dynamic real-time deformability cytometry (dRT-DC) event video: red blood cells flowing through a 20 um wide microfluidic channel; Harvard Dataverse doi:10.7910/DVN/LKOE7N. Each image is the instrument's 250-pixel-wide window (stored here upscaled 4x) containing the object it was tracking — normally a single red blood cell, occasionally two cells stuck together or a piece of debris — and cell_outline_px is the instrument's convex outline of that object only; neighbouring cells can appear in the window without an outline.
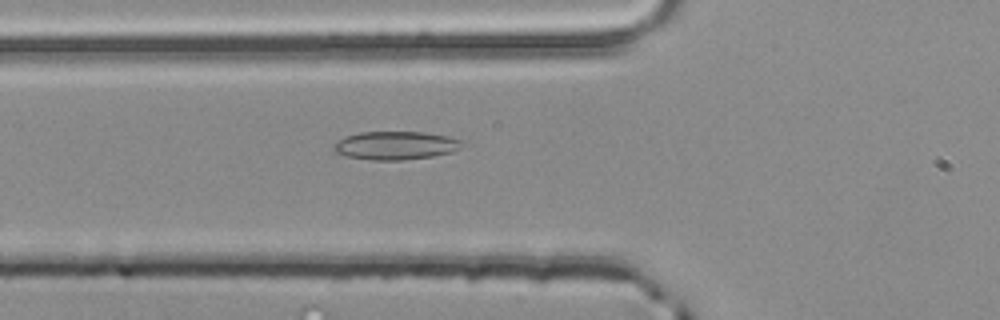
{"species": "common noctule bat (a hibernating species)", "species_latin": "Nyctalus noctula", "temperature_condition": "room temperature", "stored_images_in_passage": 4, "camera_frame_rate_fps": 3000, "um_per_image_px": 0.085, "animal": {"sex": "male", "body_mass_g": 20.4}, "frame": {"image": 1, "passage_image": 4, "time_ms": 1.0, "image_size_px": [1000, 320], "cell_outline_px": [[468, 144], [452, 152], [432, 156], [404, 160], [372, 160], [348, 156], [332, 152], [332, 144], [348, 136], [360, 132], [424, 132], [448, 136], [464, 140]], "centroid_in_image_um": [33.68, 12.36], "position_along_channel_um": 92.1, "area_um2": 21.39}}